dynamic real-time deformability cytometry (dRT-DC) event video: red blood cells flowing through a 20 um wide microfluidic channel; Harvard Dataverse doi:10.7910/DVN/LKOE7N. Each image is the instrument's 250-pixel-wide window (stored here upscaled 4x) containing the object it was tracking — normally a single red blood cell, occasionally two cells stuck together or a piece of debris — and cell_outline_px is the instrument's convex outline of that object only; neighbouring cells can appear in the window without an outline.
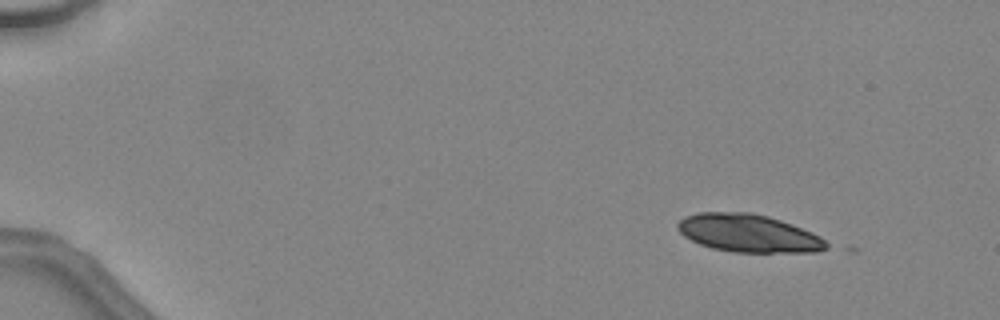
{"species": "common noctule bat (a hibernating species)", "species_latin": "Nyctalus noctula", "temperature_condition": "warm", "stored_images_in_passage": 6, "camera_frame_rate_fps": 3000, "um_per_image_px": 0.085, "animal": {"sex": "female", "body_mass_g": 24.6, "forearm_length_mm": 56.2}, "frame": {"image": 1, "passage_image": 2, "time_ms": 0.333, "image_size_px": [1000, 320], "cell_outline_px": [[828, 248], [816, 252], [732, 252], [712, 248], [700, 244], [684, 236], [676, 228], [676, 224], [684, 216], [700, 212], [752, 212], [768, 216], [792, 224], [812, 232], [820, 236], [828, 244]], "centroid_in_image_um": [63.6, 19.82], "position_along_channel_um": 21.4, "area_um2": 32.89}}